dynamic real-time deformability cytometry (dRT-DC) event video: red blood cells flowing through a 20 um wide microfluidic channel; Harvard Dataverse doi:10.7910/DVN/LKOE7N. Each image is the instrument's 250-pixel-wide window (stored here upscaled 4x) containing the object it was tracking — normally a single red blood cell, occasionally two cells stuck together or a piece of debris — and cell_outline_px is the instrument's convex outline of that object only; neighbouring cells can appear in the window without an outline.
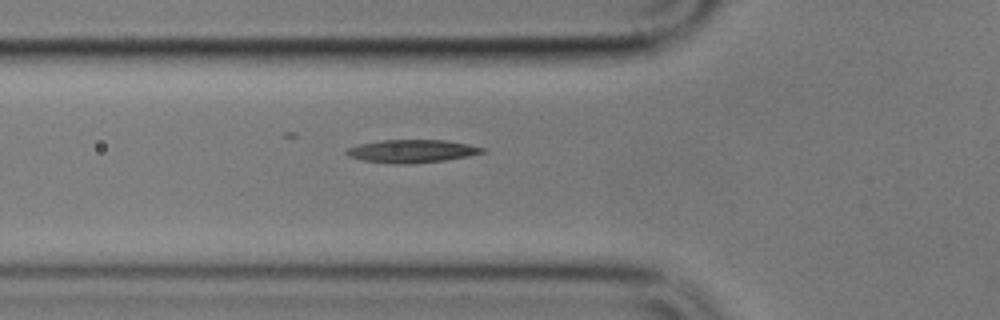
{"species": "common noctule bat (a hibernating species)", "species_latin": "Nyctalus noctula", "temperature_condition": "cold", "stored_images_in_passage": 3, "segment_of_instrument_passage": [1, 2], "camera_frame_rate_fps": 3000, "um_per_image_px": 0.085, "animal": {"sex": "male", "body_mass_g": 17.9}, "frame": {"image": 1, "passage_image": 2, "time_ms": 1.0, "image_size_px": [1000, 320], "cell_outline_px": [[488, 152], [468, 156], [444, 160], [408, 164], [392, 164], [364, 160], [348, 156], [344, 152], [348, 148], [356, 144], [380, 140], [448, 140], [488, 148]], "centroid_in_image_um": [35.04, 12.84], "position_along_channel_um": 90.8, "area_um2": 18.44}}